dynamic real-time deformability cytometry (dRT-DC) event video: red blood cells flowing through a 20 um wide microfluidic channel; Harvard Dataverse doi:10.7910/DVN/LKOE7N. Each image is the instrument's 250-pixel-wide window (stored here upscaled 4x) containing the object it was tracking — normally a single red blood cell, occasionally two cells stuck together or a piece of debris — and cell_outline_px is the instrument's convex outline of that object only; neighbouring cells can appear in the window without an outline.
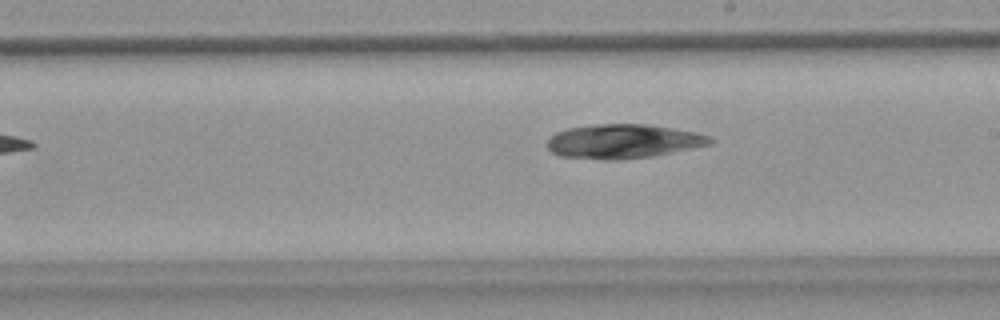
{"species": "common noctule bat (a hibernating species)", "species_latin": "Nyctalus noctula", "temperature_condition": "warm", "stored_images_in_passage": 6, "camera_frame_rate_fps": 3000, "um_per_image_px": 0.085, "animal": {"sex": "female", "body_mass_g": 18.4}, "frame": {"image": 1, "passage_image": 6, "time_ms": 1.667, "image_size_px": [1000, 320], "cell_outline_px": [[712, 144], [652, 156], [616, 160], [604, 160], [560, 156], [552, 152], [548, 148], [548, 140], [556, 132], [568, 128], [596, 124], [644, 124], [672, 128], [692, 132], [708, 136], [712, 140]], "centroid_in_image_um": [52.93, 12.02], "position_along_channel_um": 236.1, "area_um2": 32.08}}